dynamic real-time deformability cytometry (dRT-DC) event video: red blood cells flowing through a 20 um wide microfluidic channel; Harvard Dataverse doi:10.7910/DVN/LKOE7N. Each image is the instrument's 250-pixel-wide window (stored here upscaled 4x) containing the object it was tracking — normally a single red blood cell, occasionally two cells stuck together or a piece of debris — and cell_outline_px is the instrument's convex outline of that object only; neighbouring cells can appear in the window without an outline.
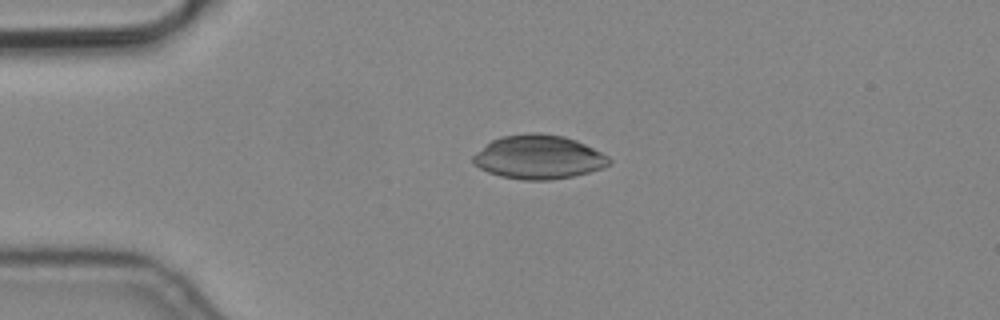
{"species": "common noctule bat (a hibernating species)", "species_latin": "Nyctalus noctula", "temperature_condition": "cold", "stored_images_in_passage": 4, "camera_frame_rate_fps": 3000, "um_per_image_px": 0.085, "animal": {"sex": "male", "body_mass_g": 19.2, "forearm_length_mm": 51.8}, "frame": {"image": 1, "passage_image": 3, "time_ms": 0.667, "image_size_px": [1000, 320], "cell_outline_px": [[612, 160], [608, 164], [600, 168], [588, 172], [572, 176], [548, 180], [524, 180], [500, 176], [488, 172], [480, 168], [472, 160], [472, 156], [476, 152], [492, 140], [500, 136], [528, 132], [536, 132], [564, 136], [576, 140], [608, 156]], "centroid_in_image_um": [45.75, 13.34], "position_along_channel_um": 39.3, "area_um2": 34.56}}